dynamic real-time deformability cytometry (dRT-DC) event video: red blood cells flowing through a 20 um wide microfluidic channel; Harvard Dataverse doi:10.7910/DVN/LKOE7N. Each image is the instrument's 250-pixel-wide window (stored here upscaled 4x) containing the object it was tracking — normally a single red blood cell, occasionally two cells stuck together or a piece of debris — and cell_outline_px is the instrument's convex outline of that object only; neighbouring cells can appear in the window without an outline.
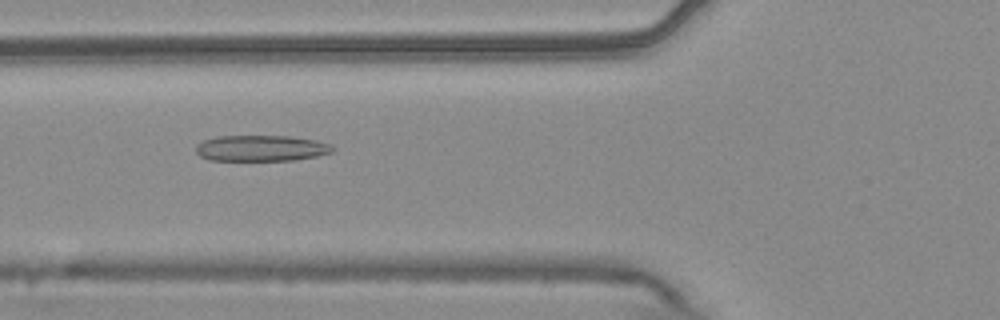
{"species": "common noctule bat (a hibernating species)", "species_latin": "Nyctalus noctula", "temperature_condition": "warm", "stored_images_in_passage": 54, "camera_frame_rate_fps": 3000, "um_per_image_px": 0.085, "animal": {"sex": "male", "body_mass_g": 20.4}, "frame": {"image": 1, "passage_image": 20, "time_ms": 6.333, "image_size_px": [1000, 320], "cell_outline_px": [[336, 148], [332, 152], [316, 156], [296, 160], [212, 160], [200, 156], [196, 152], [196, 144], [204, 140], [216, 136], [292, 136], [316, 140], [332, 144]], "centroid_in_image_um": [22.23, 12.59], "position_along_channel_um": 103.6, "area_um2": 20.81}}
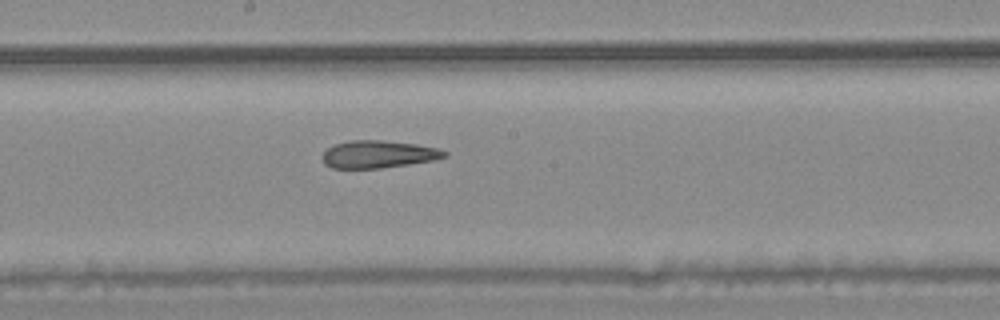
{"frame": {"image": 2, "passage_image": 29, "time_ms": 9.333, "image_size_px": [1000, 320], "cell_outline_px": [[448, 156], [432, 160], [408, 164], [380, 168], [332, 168], [324, 164], [324, 152], [328, 148], [336, 144], [352, 140], [380, 140], [416, 144], [436, 148], [448, 152]], "centroid_in_image_um": [32.17, 13.11], "position_along_channel_um": 216.0, "area_um2": 19.25}}
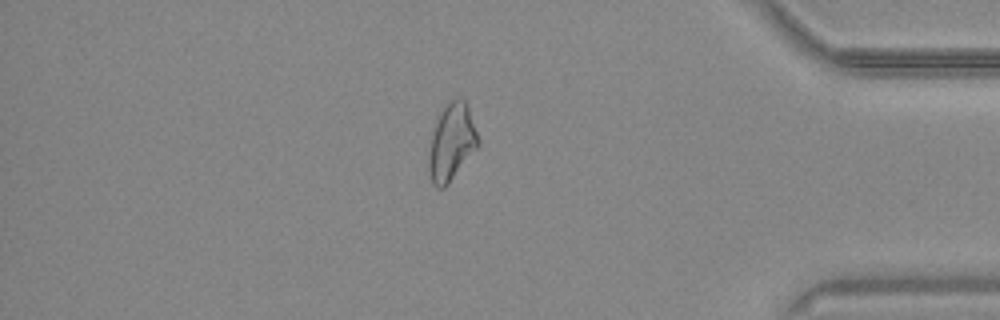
{"frame": {"image": 3, "passage_image": 46, "time_ms": 15.0, "image_size_px": [1000, 320], "cell_outline_px": [[480, 144], [448, 184], [444, 188], [436, 188], [432, 184], [428, 168], [428, 156], [432, 132], [440, 112], [456, 96], [460, 96], [468, 104], [480, 140]], "centroid_in_image_um": [38.39, 12.08], "position_along_channel_um": 396.8, "area_um2": 22.25}, "authors_computed_cell_mechanics": {"area_um2": 22.0218, "velocity_mm_per_s": 3.736, "shape_relaxation_time_tau1_ms": null, "shape_relaxation_time_tau2_ms": 3.6781, "deformation_change_tau1": null, "deformation_change_tau2": 0.1454}}